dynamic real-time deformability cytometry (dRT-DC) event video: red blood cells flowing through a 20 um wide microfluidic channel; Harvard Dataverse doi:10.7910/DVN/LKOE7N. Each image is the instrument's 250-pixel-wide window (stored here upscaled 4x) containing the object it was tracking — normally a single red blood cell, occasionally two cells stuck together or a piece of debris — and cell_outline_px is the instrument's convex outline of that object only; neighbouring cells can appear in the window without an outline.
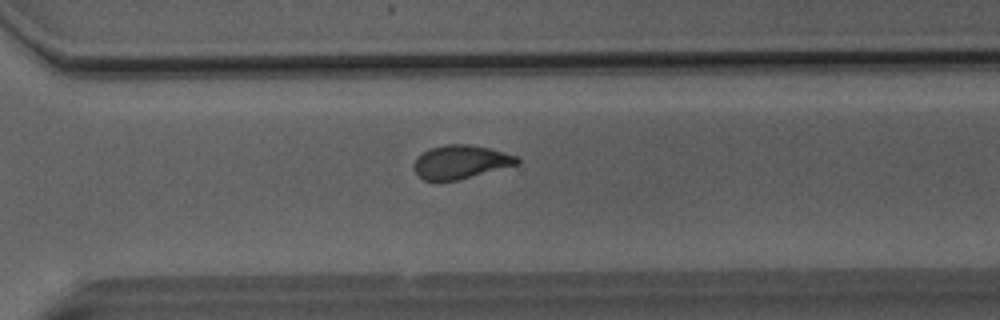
{"species": "Egyptian fruit bat (a non-hibernating species)", "species_latin": "Rousettus aegyptiacus", "temperature_condition": "room temperature", "stored_images_in_passage": 37, "camera_frame_rate_fps": 3000, "um_per_image_px": 0.085, "animal": {"sex": "male"}, "frame": {"image": 1, "passage_image": 23, "time_ms": 7.333, "image_size_px": [1000, 320], "cell_outline_px": [[520, 164], [456, 180], [424, 180], [412, 168], [412, 164], [428, 148], [444, 144], [468, 144], [488, 148], [520, 156]], "centroid_in_image_um": [39.18, 13.75], "position_along_channel_um": 331.4, "area_um2": 20.11}}
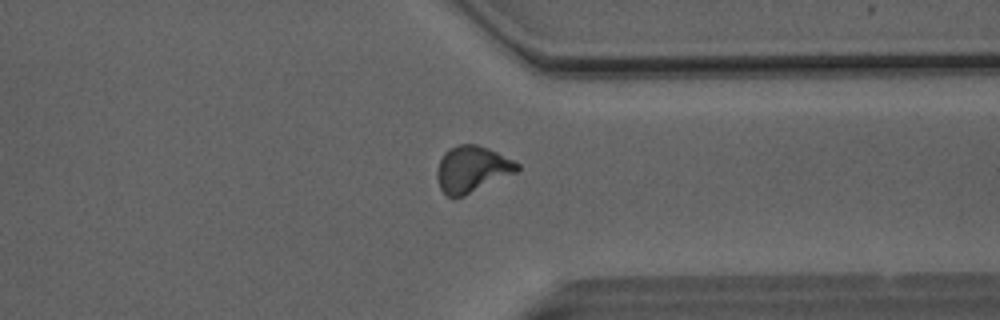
{"frame": {"image": 2, "passage_image": 26, "time_ms": 8.333, "image_size_px": [1000, 320], "cell_outline_px": [[520, 168], [516, 172], [464, 196], [452, 200], [440, 188], [436, 176], [436, 172], [440, 160], [444, 152], [448, 148], [456, 144], [476, 144], [488, 148], [520, 164]], "centroid_in_image_um": [40.08, 14.38], "position_along_channel_um": 371.3, "area_um2": 21.68}}
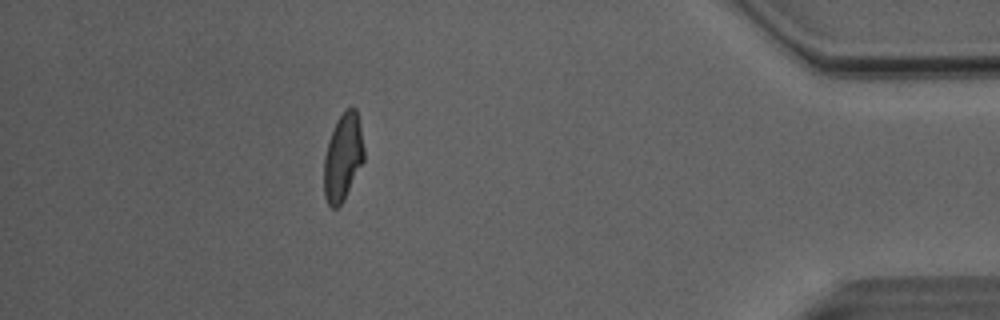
{"frame": {"image": 3, "passage_image": 32, "time_ms": 10.333, "image_size_px": [1000, 320], "cell_outline_px": [[364, 160], [344, 200], [336, 208], [332, 208], [328, 204], [324, 196], [324, 156], [328, 140], [336, 120], [344, 108], [352, 104], [356, 108], [360, 124], [364, 148]], "centroid_in_image_um": [29.15, 13.3], "position_along_channel_um": 406.1, "area_um2": 20.69}, "authors_computed_cell_mechanics": {"area_um2": 20.6924, "velocity_mm_per_s": 4.1032, "shape_relaxation_time_tau1_ms": 6.8218, "shape_relaxation_time_tau2_ms": 1.5103, "deformation_change_tau1": 0.1954, "deformation_change_tau2": 0.0787}}